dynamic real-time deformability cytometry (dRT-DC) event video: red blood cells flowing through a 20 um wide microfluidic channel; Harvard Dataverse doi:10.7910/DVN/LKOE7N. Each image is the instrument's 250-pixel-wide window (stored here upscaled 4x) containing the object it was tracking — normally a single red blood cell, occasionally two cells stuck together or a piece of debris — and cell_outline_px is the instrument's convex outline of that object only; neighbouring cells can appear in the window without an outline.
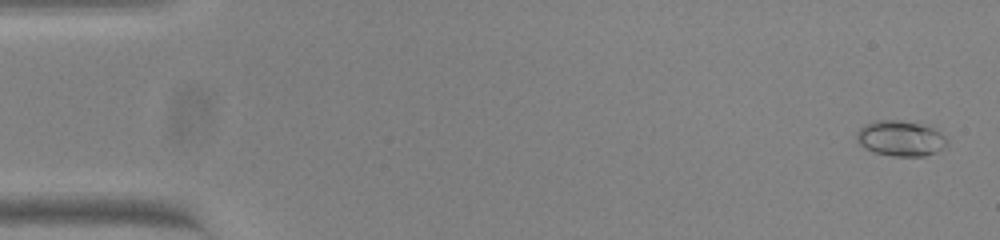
{"species": "common noctule bat (a hibernating species)", "species_latin": "Nyctalus noctula", "temperature_condition": "warm", "stored_images_in_passage": 54, "camera_frame_rate_fps": 3000, "um_per_image_px": 0.085, "animal": {"sex": "female", "body_mass_g": 23.0, "forearm_length_mm": 53.4}, "frame": {"image": 1, "passage_image": 2, "time_ms": 0.333, "image_size_px": [1000, 240], "cell_outline_px": [[948, 144], [936, 152], [924, 156], [896, 156], [876, 152], [864, 148], [856, 140], [856, 132], [864, 124], [876, 120], [900, 120], [920, 124], [932, 128], [940, 132], [948, 140]], "centroid_in_image_um": [76.53, 11.75], "position_along_channel_um": 8.5, "area_um2": 18.61}}
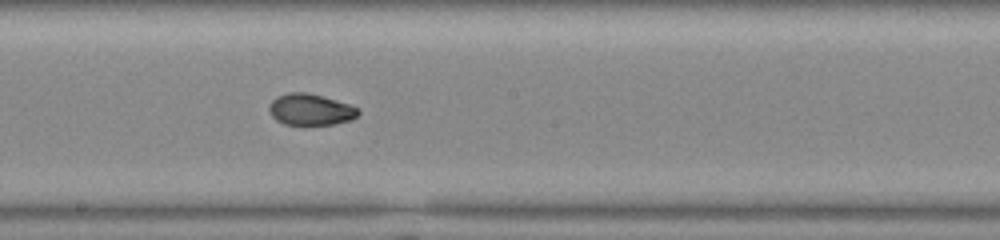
{"frame": {"image": 2, "passage_image": 30, "time_ms": 9.667, "image_size_px": [1000, 240], "cell_outline_px": [[360, 112], [352, 120], [332, 124], [284, 124], [276, 120], [272, 116], [268, 108], [268, 104], [276, 96], [288, 92], [308, 92], [336, 100], [360, 108]], "centroid_in_image_um": [26.38, 9.29], "position_along_channel_um": 221.8, "area_um2": 16.36}}
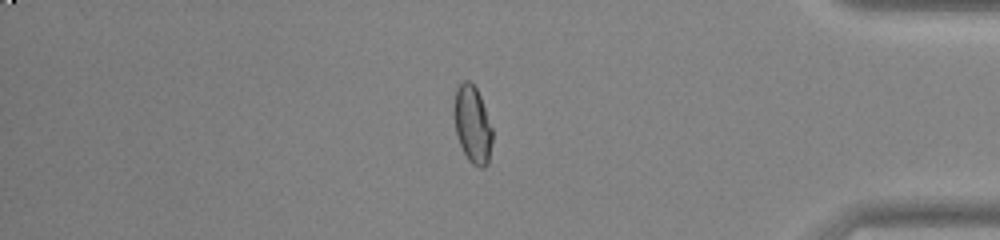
{"frame": {"image": 3, "passage_image": 46, "time_ms": 15.0, "image_size_px": [1000, 240], "cell_outline_px": [[492, 140], [488, 164], [484, 168], [480, 168], [472, 164], [468, 160], [460, 144], [456, 132], [452, 112], [456, 88], [464, 80], [468, 80], [476, 88], [480, 96], [492, 128]], "centroid_in_image_um": [40.14, 10.59], "position_along_channel_um": 395.1, "area_um2": 17.34}, "authors_computed_cell_mechanics": {"area_um2": 16.8776, "velocity_mm_per_s": 3.8219, "shape_relaxation_time_tau1_ms": null, "shape_relaxation_time_tau2_ms": 0.9589, "deformation_change_tau1": null, "deformation_change_tau2": 0.0323}}